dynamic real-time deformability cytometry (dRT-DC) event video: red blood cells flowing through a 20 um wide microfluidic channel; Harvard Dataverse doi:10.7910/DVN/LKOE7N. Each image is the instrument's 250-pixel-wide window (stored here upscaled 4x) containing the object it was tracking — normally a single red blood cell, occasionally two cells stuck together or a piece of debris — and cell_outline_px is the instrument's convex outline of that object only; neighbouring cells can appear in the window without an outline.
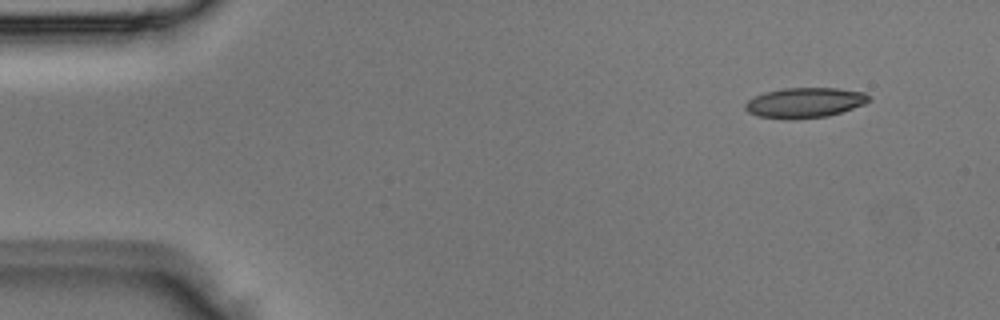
{"species": "Egyptian fruit bat (a non-hibernating species)", "species_latin": "Rousettus aegyptiacus", "temperature_condition": "room temperature", "stored_images_in_passage": 3, "camera_frame_rate_fps": 3000, "um_per_image_px": 0.085, "animal": {"sex": "male"}, "frame": {"image": 1, "passage_image": 1, "time_ms": 0.0, "image_size_px": [1000, 320], "cell_outline_px": [[868, 100], [864, 104], [828, 116], [756, 116], [748, 112], [744, 108], [744, 104], [748, 100], [764, 92], [784, 88], [836, 88], [864, 92], [868, 96]], "centroid_in_image_um": [68.4, 8.67], "position_along_channel_um": 16.6, "area_um2": 20.63}}